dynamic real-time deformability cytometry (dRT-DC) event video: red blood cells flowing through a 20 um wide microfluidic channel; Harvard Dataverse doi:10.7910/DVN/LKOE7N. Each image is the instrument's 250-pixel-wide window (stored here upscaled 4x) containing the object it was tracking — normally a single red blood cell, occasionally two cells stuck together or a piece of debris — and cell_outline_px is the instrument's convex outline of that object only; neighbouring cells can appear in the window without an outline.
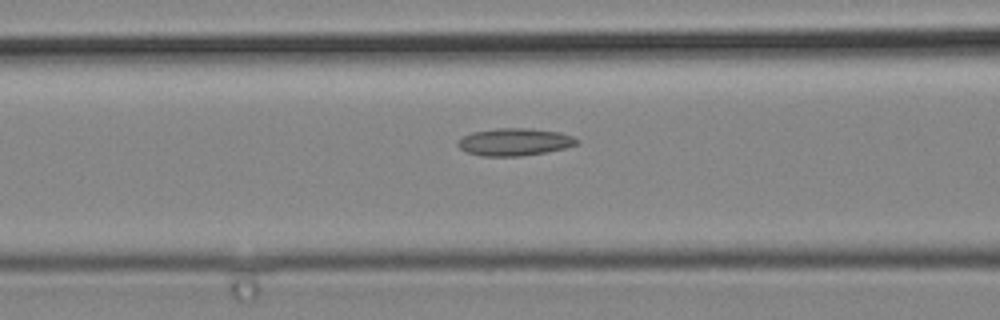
{"species": "common noctule bat (a hibernating species)", "species_latin": "Nyctalus noctula", "temperature_condition": "cold", "stored_images_in_passage": 5, "camera_frame_rate_fps": 3000, "um_per_image_px": 0.085, "animal": {"sex": "male", "body_mass_g": 19.2, "forearm_length_mm": 51.8}, "frame": {"image": 1, "passage_image": 3, "time_ms": 0.667, "image_size_px": [1000, 320], "cell_outline_px": [[580, 140], [576, 144], [564, 148], [544, 152], [520, 156], [480, 156], [468, 152], [460, 148], [456, 144], [464, 136], [472, 132], [496, 128], [528, 128], [560, 132], [572, 136]], "centroid_in_image_um": [43.73, 12.06], "position_along_channel_um": 122.9, "area_um2": 18.84}}